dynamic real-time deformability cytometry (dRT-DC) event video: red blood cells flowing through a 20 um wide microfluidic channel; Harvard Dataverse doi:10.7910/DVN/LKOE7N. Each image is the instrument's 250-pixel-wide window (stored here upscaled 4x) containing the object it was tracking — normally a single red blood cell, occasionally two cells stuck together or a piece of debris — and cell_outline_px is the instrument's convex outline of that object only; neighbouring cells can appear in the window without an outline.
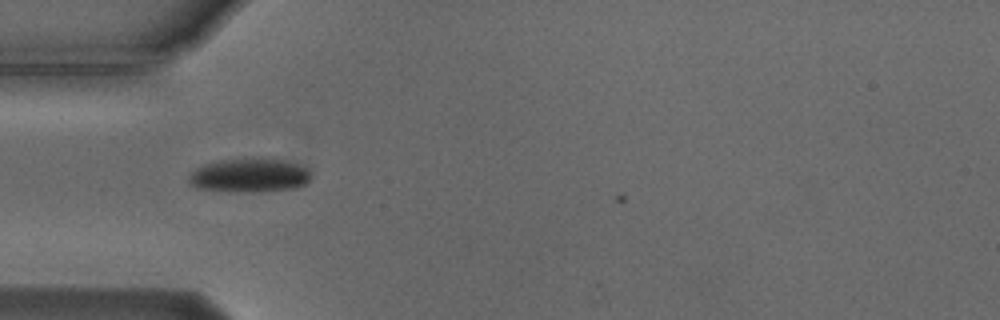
{"species": "Egyptian fruit bat (a non-hibernating species)", "species_latin": "Rousettus aegyptiacus", "temperature_condition": "cold", "stored_images_in_passage": 5, "camera_frame_rate_fps": 3000, "um_per_image_px": 0.085, "animal": {"sex": "male"}, "frame": {"image": 1, "passage_image": 1, "time_ms": 0.0, "image_size_px": [1000, 320], "cell_outline_px": [[308, 180], [304, 184], [292, 188], [260, 192], [244, 192], [196, 188], [188, 184], [188, 176], [196, 168], [204, 164], [220, 160], [280, 160], [296, 164], [308, 168]], "centroid_in_image_um": [21.13, 14.94], "position_along_channel_um": 63.9, "area_um2": 23.41}}
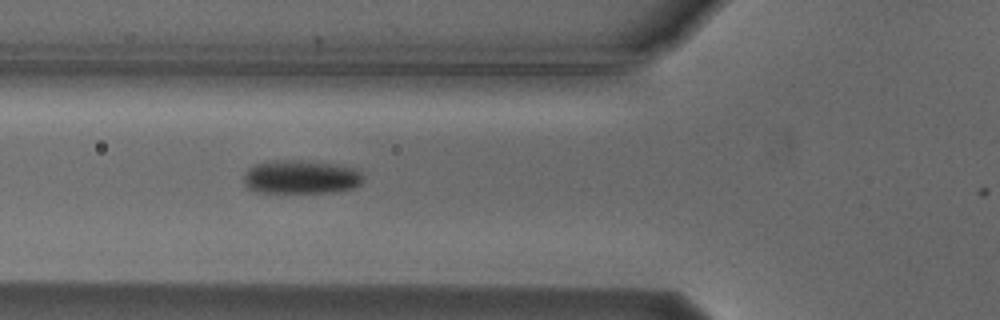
{"frame": {"image": 2, "passage_image": 4, "time_ms": 1.0, "image_size_px": [1000, 320], "cell_outline_px": [[364, 176], [360, 184], [352, 188], [336, 192], [256, 192], [248, 188], [244, 184], [244, 172], [248, 168], [256, 164], [272, 160], [300, 160], [356, 168]], "centroid_in_image_um": [25.55, 15.05], "position_along_channel_um": 100.3, "area_um2": 23.35}}